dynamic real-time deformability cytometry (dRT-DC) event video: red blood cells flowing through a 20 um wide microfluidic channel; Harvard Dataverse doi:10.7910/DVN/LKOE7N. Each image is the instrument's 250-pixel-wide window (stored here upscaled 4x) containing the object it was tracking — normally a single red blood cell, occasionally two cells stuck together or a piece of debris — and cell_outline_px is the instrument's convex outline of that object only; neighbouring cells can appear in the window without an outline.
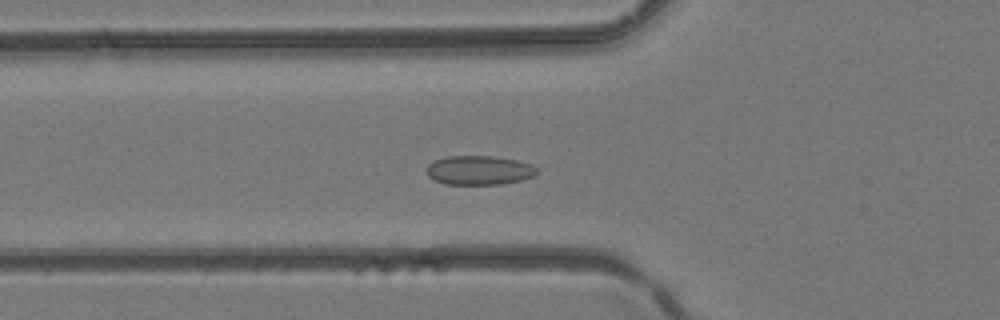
{"species": "common noctule bat (a hibernating species)", "species_latin": "Nyctalus noctula", "temperature_condition": "room temperature", "stored_images_in_passage": 30, "camera_frame_rate_fps": 3000, "um_per_image_px": 0.085, "animal": {"sex": "female", "body_mass_g": 24.6, "forearm_length_mm": 56.2}, "frame": {"image": 1, "passage_image": 3, "time_ms": 0.667, "image_size_px": [1000, 320], "cell_outline_px": [[540, 172], [536, 176], [520, 180], [500, 184], [444, 184], [428, 176], [428, 164], [436, 160], [448, 156], [492, 156], [516, 160], [532, 164]], "centroid_in_image_um": [40.78, 14.47], "position_along_channel_um": 85.0, "area_um2": 18.67}}
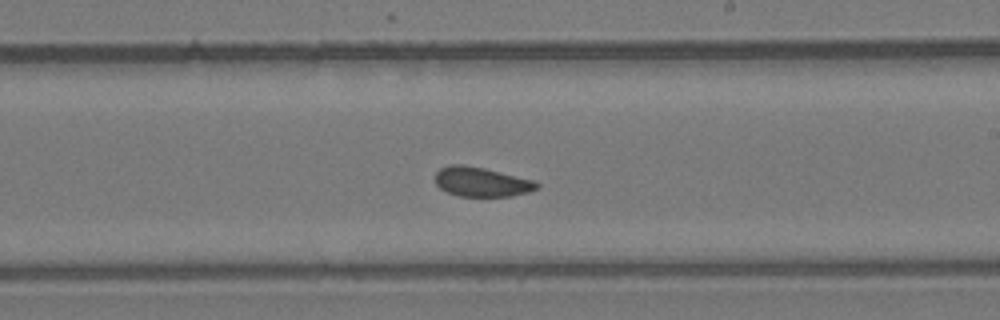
{"frame": {"image": 2, "passage_image": 13, "time_ms": 4.0, "image_size_px": [1000, 320], "cell_outline_px": [[540, 188], [528, 192], [512, 196], [460, 196], [448, 192], [440, 188], [436, 184], [436, 172], [440, 168], [448, 164], [464, 164], [484, 168], [532, 180], [540, 184]], "centroid_in_image_um": [40.92, 15.45], "position_along_channel_um": 248.1, "area_um2": 17.4}}
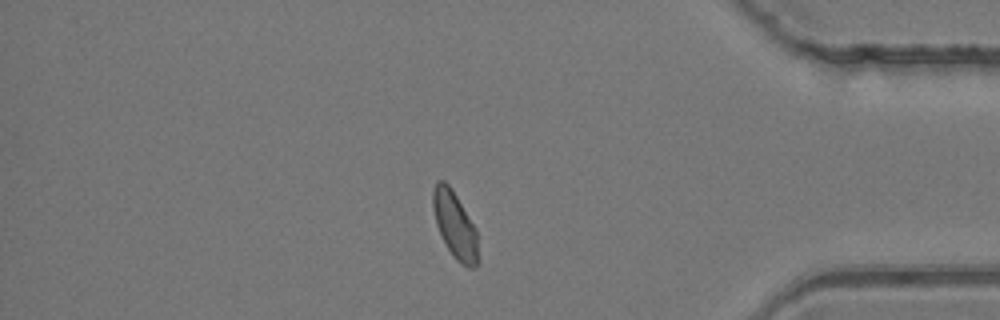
{"frame": {"image": 3, "passage_image": 24, "time_ms": 7.667, "image_size_px": [1000, 320], "cell_outline_px": [[480, 260], [476, 268], [468, 268], [460, 264], [456, 260], [448, 248], [436, 224], [432, 204], [432, 188], [436, 180], [444, 180], [452, 188], [476, 228]], "centroid_in_image_um": [38.69, 19.14], "position_along_channel_um": 396.5, "area_um2": 17.92}}